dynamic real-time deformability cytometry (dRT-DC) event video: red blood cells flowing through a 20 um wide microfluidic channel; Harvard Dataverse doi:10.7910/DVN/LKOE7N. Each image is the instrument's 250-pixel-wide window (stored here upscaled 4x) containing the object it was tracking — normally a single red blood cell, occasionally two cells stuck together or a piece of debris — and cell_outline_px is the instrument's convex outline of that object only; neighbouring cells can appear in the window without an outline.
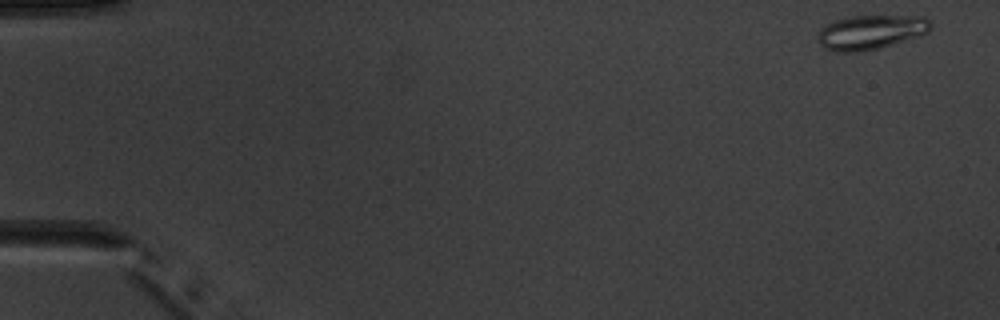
{"species": "common noctule bat (a hibernating species)", "species_latin": "Nyctalus noctula", "temperature_condition": "warm", "stored_images_in_passage": 4, "camera_frame_rate_fps": 3000, "um_per_image_px": 0.085, "animal": {"sex": "male", "body_mass_g": 20.1, "forearm_length_mm": 53.5}, "frame": {"image": 1, "passage_image": 1, "time_ms": 0.0, "image_size_px": [1000, 320], "cell_outline_px": [[932, 28], [928, 32], [892, 44], [860, 52], [836, 52], [824, 48], [816, 40], [820, 32], [828, 24], [836, 20], [852, 16], [924, 16], [932, 24]], "centroid_in_image_um": [74.01, 2.73], "position_along_channel_um": 11.0, "area_um2": 22.25}}
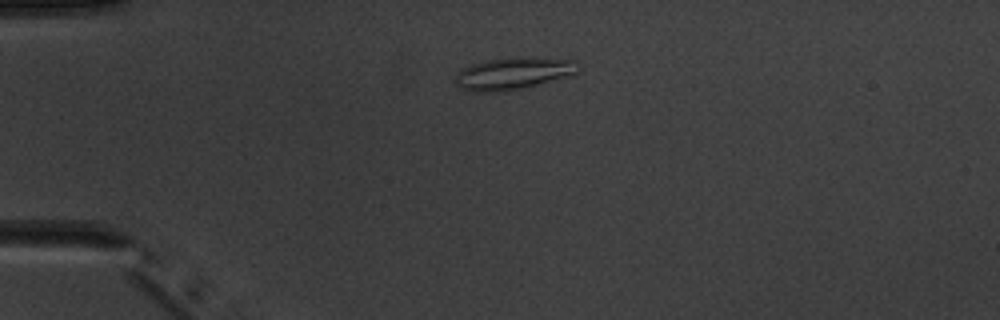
{"frame": {"image": 2, "passage_image": 4, "time_ms": 3.667, "image_size_px": [1000, 320], "cell_outline_px": [[580, 68], [576, 72], [568, 76], [508, 92], [476, 92], [460, 88], [456, 84], [456, 72], [460, 68], [484, 60], [516, 56], [520, 56], [576, 60], [580, 64]], "centroid_in_image_um": [43.61, 6.23], "position_along_channel_um": 41.4, "area_um2": 23.47}}